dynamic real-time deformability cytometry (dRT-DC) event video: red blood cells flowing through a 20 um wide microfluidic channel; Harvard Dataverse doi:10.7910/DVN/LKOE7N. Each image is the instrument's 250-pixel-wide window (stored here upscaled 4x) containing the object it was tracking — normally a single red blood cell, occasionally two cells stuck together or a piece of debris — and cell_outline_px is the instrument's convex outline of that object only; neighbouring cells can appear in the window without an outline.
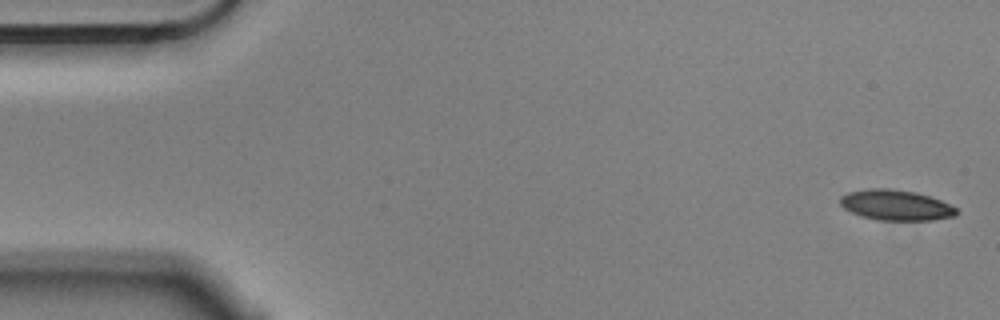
{"species": "Egyptian fruit bat (a non-hibernating species)", "species_latin": "Rousettus aegyptiacus", "temperature_condition": "cold", "stored_images_in_passage": 6, "segment_of_instrument_passage": [1, 2], "camera_frame_rate_fps": 3000, "um_per_image_px": 0.085, "animal": {"sex": "male"}, "frame": {"image": 1, "passage_image": 1, "time_ms": 0.0, "image_size_px": [1000, 320], "cell_outline_px": [[956, 216], [932, 220], [880, 220], [864, 216], [852, 212], [844, 208], [840, 204], [840, 196], [848, 192], [868, 188], [888, 188], [916, 192], [940, 200], [956, 208]], "centroid_in_image_um": [76.13, 17.42], "position_along_channel_um": 8.9, "area_um2": 20.46}}
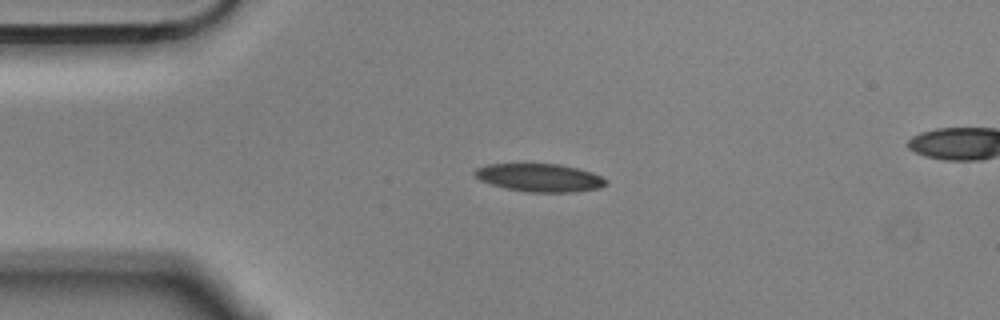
{"frame": {"image": 2, "passage_image": 4, "time_ms": 1.0, "image_size_px": [1000, 320], "cell_outline_px": [[608, 180], [600, 188], [568, 192], [528, 192], [508, 188], [492, 184], [480, 180], [472, 172], [476, 168], [488, 164], [560, 164], [592, 172]], "centroid_in_image_um": [45.86, 15.09], "position_along_channel_um": 39.1, "area_um2": 21.15}}